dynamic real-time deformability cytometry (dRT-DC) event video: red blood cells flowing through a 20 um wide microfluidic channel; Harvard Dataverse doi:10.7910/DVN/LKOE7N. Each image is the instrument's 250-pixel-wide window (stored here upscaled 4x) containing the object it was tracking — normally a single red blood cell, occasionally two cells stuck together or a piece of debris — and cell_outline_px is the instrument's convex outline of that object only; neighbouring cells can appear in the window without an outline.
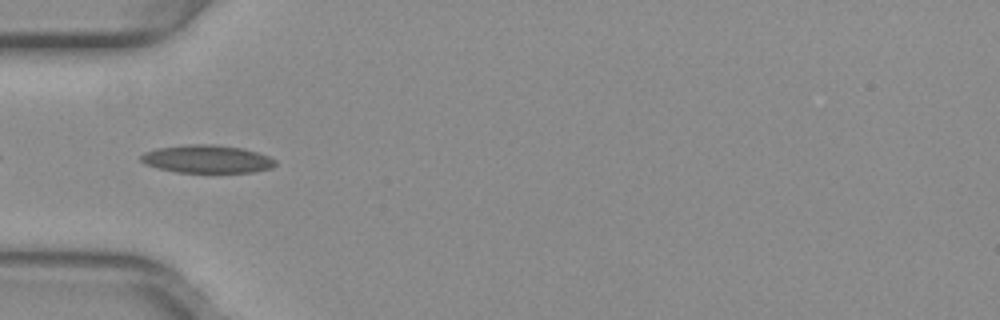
{"species": "common noctule bat (a hibernating species)", "species_latin": "Nyctalus noctula", "temperature_condition": "warm", "stored_images_in_passage": 36, "camera_frame_rate_fps": 3000, "um_per_image_px": 0.085, "animal": {"sex": "female", "body_mass_g": 29.2, "forearm_length_mm": 56.3}, "frame": {"image": 1, "passage_image": 2, "time_ms": 0.333, "image_size_px": [1000, 320], "cell_outline_px": [[276, 164], [272, 168], [256, 172], [176, 172], [144, 164], [140, 160], [140, 156], [144, 152], [156, 148], [184, 144], [212, 144], [244, 148], [268, 156], [276, 160]], "centroid_in_image_um": [17.59, 13.51], "position_along_channel_um": 67.4, "area_um2": 22.02}}
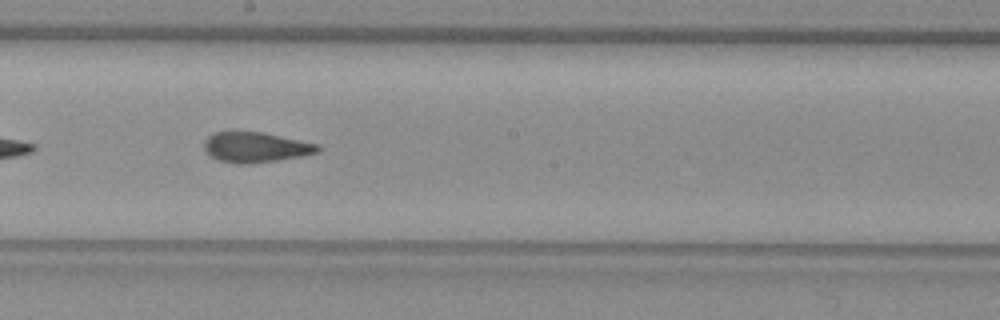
{"frame": {"image": 2, "passage_image": 14, "time_ms": 4.333, "image_size_px": [1000, 320], "cell_outline_px": [[320, 152], [300, 156], [252, 164], [236, 164], [220, 160], [212, 156], [204, 148], [204, 140], [212, 132], [232, 128], [264, 132], [320, 144]], "centroid_in_image_um": [21.7, 12.46], "position_along_channel_um": 226.5, "area_um2": 20.81}}
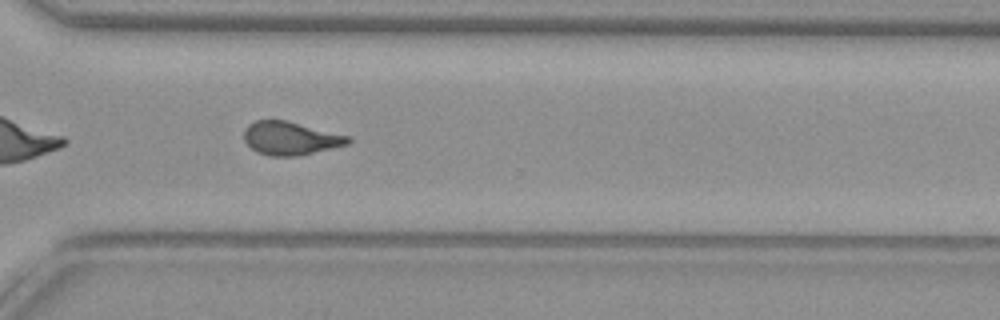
{"frame": {"image": 3, "passage_image": 23, "time_ms": 7.333, "image_size_px": [1000, 320], "cell_outline_px": [[352, 140], [348, 144], [332, 148], [296, 156], [268, 156], [256, 152], [244, 140], [244, 128], [248, 124], [256, 120], [284, 120], [352, 136]], "centroid_in_image_um": [24.69, 11.75], "position_along_channel_um": 345.9, "area_um2": 20.23}, "authors_computed_cell_mechanics": {"area_um2": 20.4901, "velocity_mm_per_s": 3.9852, "shape_relaxation_time_tau1_ms": null, "shape_relaxation_time_tau2_ms": 1.6597, "deformation_change_tau1": null, "deformation_change_tau2": 0.0928}}